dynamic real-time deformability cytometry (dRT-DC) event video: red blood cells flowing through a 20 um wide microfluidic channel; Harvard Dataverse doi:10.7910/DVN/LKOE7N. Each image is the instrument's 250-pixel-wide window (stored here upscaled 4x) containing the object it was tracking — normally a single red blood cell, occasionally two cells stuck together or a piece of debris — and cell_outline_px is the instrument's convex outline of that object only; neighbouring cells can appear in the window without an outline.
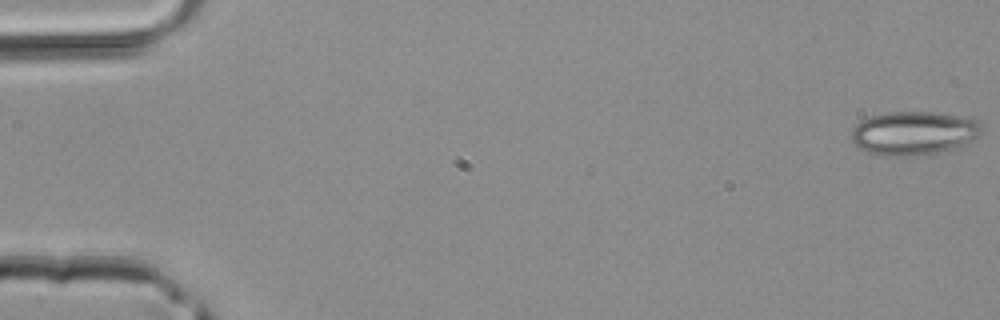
{"species": "common noctule bat (a hibernating species)", "species_latin": "Nyctalus noctula", "temperature_condition": "room temperature", "stored_images_in_passage": 45, "camera_frame_rate_fps": 3000, "um_per_image_px": 0.085, "animal": {"sex": "male", "body_mass_g": 20.4}, "frame": {"image": 1, "passage_image": 1, "time_ms": 0.0, "image_size_px": [1000, 320], "cell_outline_px": [[980, 136], [960, 148], [916, 156], [884, 156], [868, 152], [860, 148], [852, 140], [852, 128], [860, 120], [872, 116], [888, 112], [932, 112], [972, 116], [980, 120]], "centroid_in_image_um": [77.74, 11.31], "position_along_channel_um": 7.3, "area_um2": 33.76}}
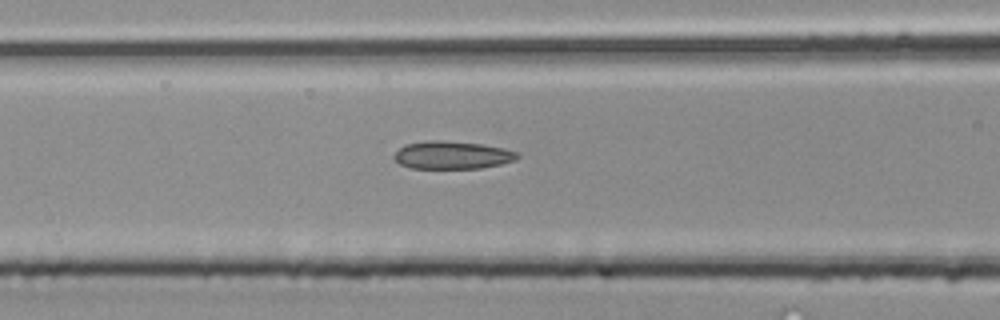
{"frame": {"image": 2, "passage_image": 19, "time_ms": 6.0, "image_size_px": [1000, 320], "cell_outline_px": [[520, 156], [516, 160], [500, 164], [480, 168], [412, 168], [400, 164], [392, 156], [404, 144], [428, 140], [440, 140], [484, 144], [504, 148], [520, 152]], "centroid_in_image_um": [38.47, 13.17], "position_along_channel_um": 128.1, "area_um2": 20.11}}
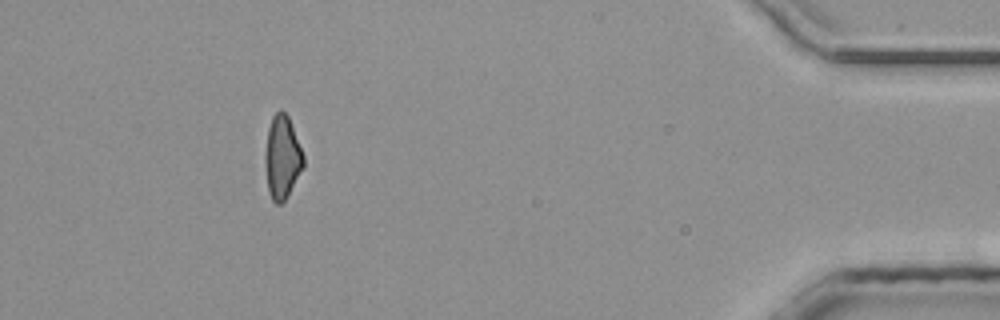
{"frame": {"image": 3, "passage_image": 41, "time_ms": 13.333, "image_size_px": [1000, 320], "cell_outline_px": [[304, 168], [284, 200], [280, 204], [276, 204], [272, 200], [268, 192], [264, 160], [264, 156], [268, 128], [272, 116], [280, 108], [288, 116], [304, 156]], "centroid_in_image_um": [23.97, 13.37], "position_along_channel_um": 411.2, "area_um2": 18.61}}